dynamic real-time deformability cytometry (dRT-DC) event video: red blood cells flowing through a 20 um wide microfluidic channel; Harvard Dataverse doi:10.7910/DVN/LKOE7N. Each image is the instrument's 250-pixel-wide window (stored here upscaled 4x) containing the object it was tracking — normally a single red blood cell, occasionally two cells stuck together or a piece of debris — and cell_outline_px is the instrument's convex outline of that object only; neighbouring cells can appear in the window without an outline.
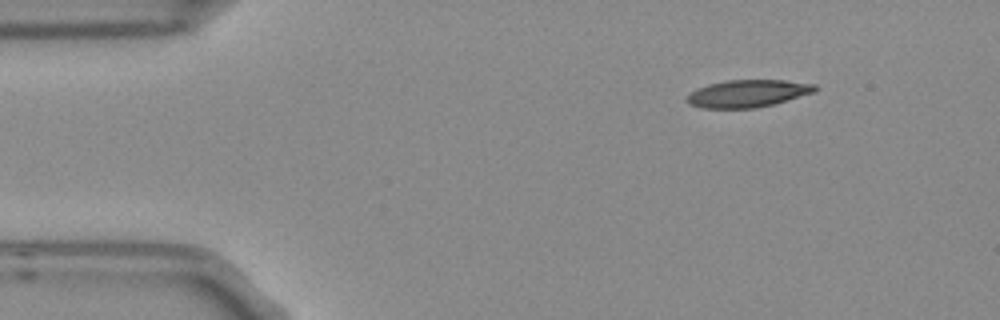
{"species": "Egyptian fruit bat (a non-hibernating species)", "species_latin": "Rousettus aegyptiacus", "temperature_condition": "room temperature", "stored_images_in_passage": 3, "camera_frame_rate_fps": 3000, "um_per_image_px": 0.085, "frame": {"image": 1, "passage_image": 1, "time_ms": 0.0, "image_size_px": [1000, 320], "cell_outline_px": [[816, 92], [772, 104], [756, 108], [700, 108], [688, 104], [684, 100], [696, 88], [708, 84], [728, 80], [784, 80], [816, 84]], "centroid_in_image_um": [63.53, 7.95], "position_along_channel_um": 21.5, "area_um2": 20.46}}